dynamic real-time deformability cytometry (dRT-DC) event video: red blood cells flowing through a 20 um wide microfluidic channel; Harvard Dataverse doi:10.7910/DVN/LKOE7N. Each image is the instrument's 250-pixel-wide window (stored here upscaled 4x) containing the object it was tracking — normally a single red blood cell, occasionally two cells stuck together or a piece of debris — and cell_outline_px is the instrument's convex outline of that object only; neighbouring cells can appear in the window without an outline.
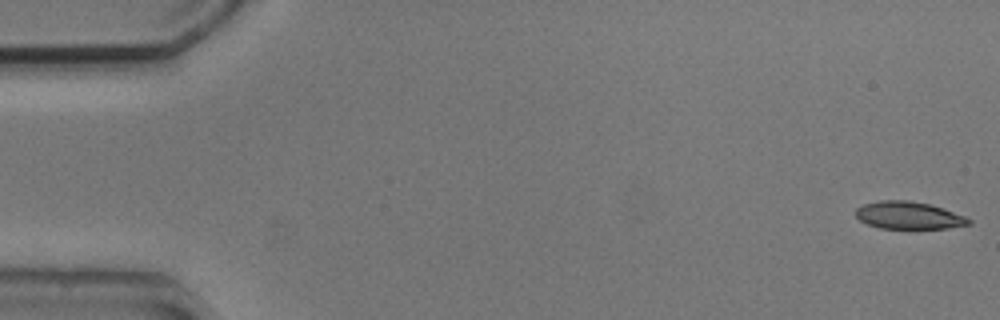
{"species": "common noctule bat (a hibernating species)", "species_latin": "Nyctalus noctula", "temperature_condition": "cold", "stored_images_in_passage": 53, "camera_frame_rate_fps": 3000, "um_per_image_px": 0.085, "animal": {"sex": "male", "body_mass_g": 20.5, "forearm_length_mm": 52.5}, "frame": {"image": 1, "passage_image": 1, "time_ms": 0.0, "image_size_px": [1000, 320], "cell_outline_px": [[972, 224], [948, 228], [880, 228], [868, 224], [860, 220], [856, 216], [856, 208], [864, 204], [880, 200], [908, 200], [928, 204], [964, 216], [972, 220]], "centroid_in_image_um": [77.22, 18.31], "position_along_channel_um": 7.8, "area_um2": 17.8}}
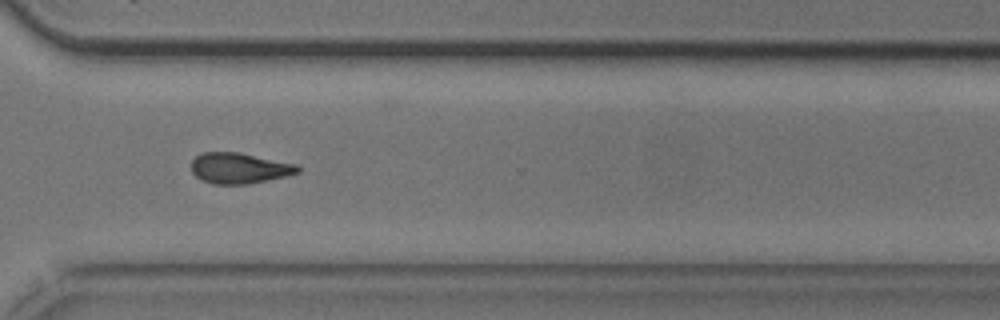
{"frame": {"image": 2, "passage_image": 39, "time_ms": 12.667, "image_size_px": [1000, 320], "cell_outline_px": [[300, 172], [288, 176], [248, 184], [212, 184], [196, 176], [192, 172], [192, 160], [200, 152], [240, 152], [296, 164], [300, 168]], "centroid_in_image_um": [20.36, 14.29], "position_along_channel_um": 350.2, "area_um2": 19.13}}
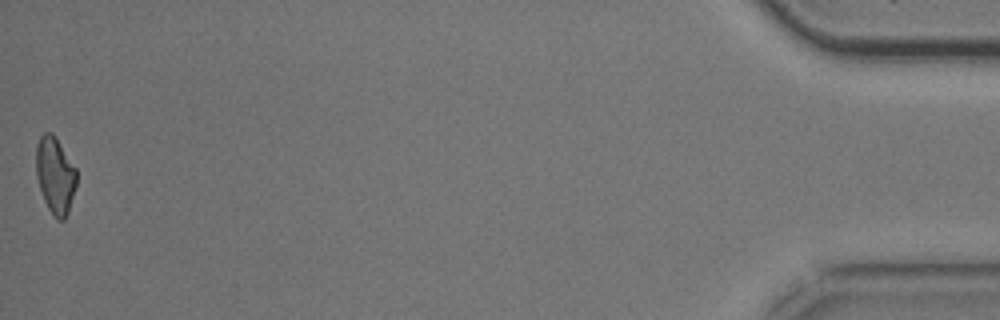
{"frame": {"image": 3, "passage_image": 53, "time_ms": 17.333, "image_size_px": [1000, 320], "cell_outline_px": [[76, 184], [68, 212], [64, 220], [56, 220], [52, 216], [44, 200], [36, 176], [36, 144], [40, 136], [44, 132], [52, 132], [76, 168]], "centroid_in_image_um": [4.67, 14.9], "position_along_channel_um": 430.5, "area_um2": 18.03}, "authors_computed_cell_mechanics": {"area_um2": 19.1318, "velocity_mm_per_s": 3.7944, "shape_relaxation_time_tau1_ms": 4.7755, "shape_relaxation_time_tau2_ms": null, "deformation_change_tau1": 0.1176, "deformation_change_tau2": null}}